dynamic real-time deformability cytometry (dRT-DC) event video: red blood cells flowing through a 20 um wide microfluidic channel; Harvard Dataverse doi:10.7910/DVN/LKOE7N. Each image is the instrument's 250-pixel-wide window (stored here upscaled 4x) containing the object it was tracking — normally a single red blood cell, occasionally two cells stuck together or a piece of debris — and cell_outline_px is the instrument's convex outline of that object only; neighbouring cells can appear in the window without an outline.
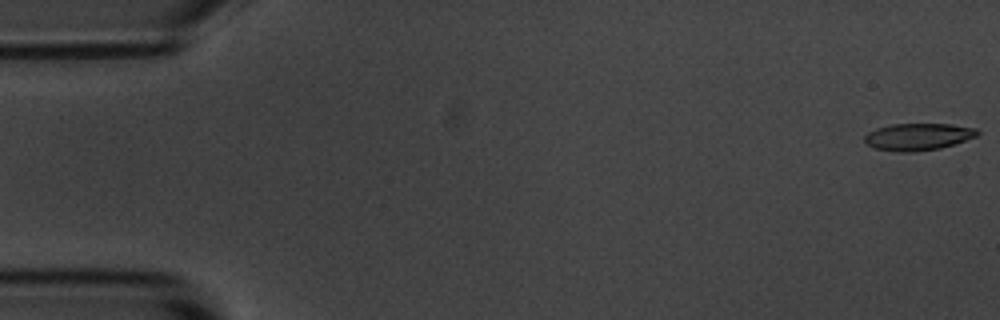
{"species": "common noctule bat (a hibernating species)", "species_latin": "Nyctalus noctula", "temperature_condition": "room temperature", "stored_images_in_passage": 55, "camera_frame_rate_fps": 3000, "um_per_image_px": 0.085, "animal": {"sex": "male", "body_mass_g": 20.1, "forearm_length_mm": 53.5}, "frame": {"image": 1, "passage_image": 1, "time_ms": 0.0, "image_size_px": [1000, 320], "cell_outline_px": [[980, 132], [976, 136], [940, 148], [916, 152], [900, 152], [876, 148], [868, 144], [864, 140], [864, 136], [868, 132], [876, 128], [892, 124], [952, 124], [976, 128]], "centroid_in_image_um": [78.03, 11.61], "position_along_channel_um": 7.0, "area_um2": 17.63}}
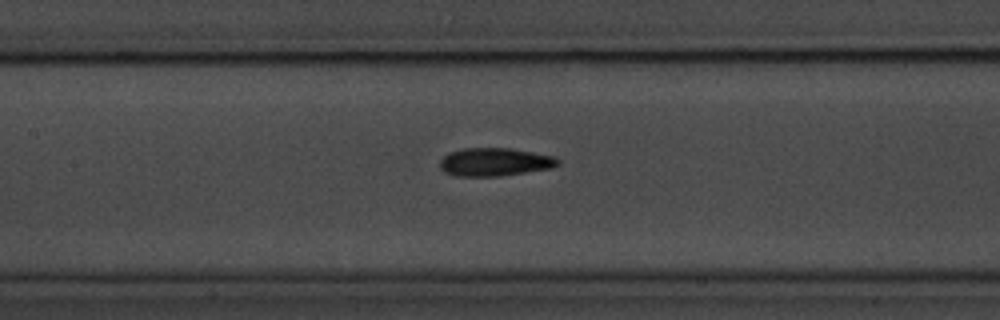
{"frame": {"image": 2, "passage_image": 25, "time_ms": 8.0, "image_size_px": [1000, 320], "cell_outline_px": [[560, 164], [552, 168], [500, 176], [456, 176], [444, 172], [440, 168], [440, 160], [448, 152], [464, 148], [512, 148], [556, 156], [560, 160]], "centroid_in_image_um": [42.08, 13.76], "position_along_channel_um": 165.3, "area_um2": 19.59}}
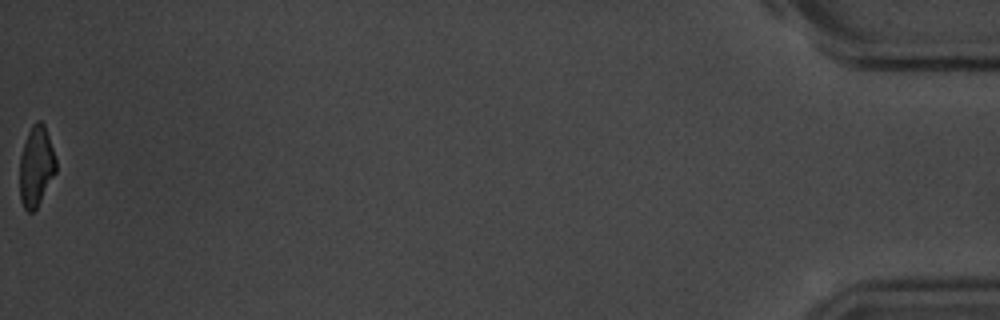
{"frame": {"image": 3, "passage_image": 55, "time_ms": 18.0, "image_size_px": [1000, 320], "cell_outline_px": [[56, 172], [36, 208], [32, 212], [28, 212], [24, 208], [20, 200], [20, 156], [28, 132], [32, 124], [36, 120], [40, 120], [44, 124], [56, 160]], "centroid_in_image_um": [3.06, 14.13], "position_along_channel_um": 432.1, "area_um2": 16.76}, "authors_computed_cell_mechanics": {"area_um2": 18.6116, "velocity_mm_per_s": 3.6807, "shape_relaxation_time_tau1_ms": 4.3895, "shape_relaxation_time_tau2_ms": 3.2914, "deformation_change_tau1": 0.16, "deformation_change_tau2": 0.1114}}